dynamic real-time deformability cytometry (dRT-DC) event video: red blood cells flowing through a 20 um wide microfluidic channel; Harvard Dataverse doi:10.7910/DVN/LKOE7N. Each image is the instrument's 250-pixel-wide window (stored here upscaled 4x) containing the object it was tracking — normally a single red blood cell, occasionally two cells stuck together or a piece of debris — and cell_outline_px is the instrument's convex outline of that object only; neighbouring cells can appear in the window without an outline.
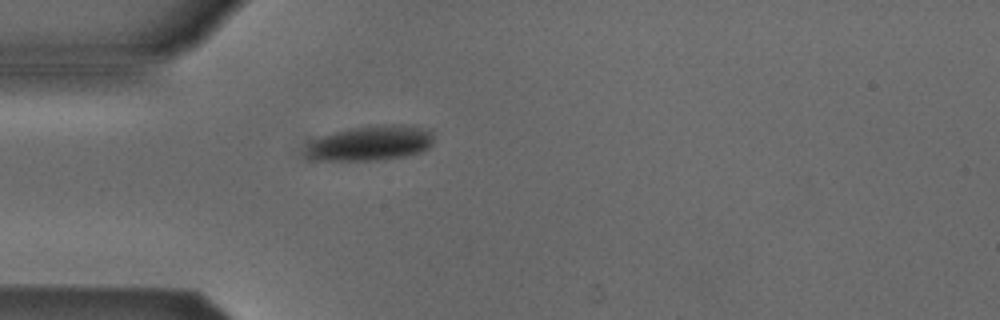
{"species": "Egyptian fruit bat (a non-hibernating species)", "species_latin": "Rousettus aegyptiacus", "temperature_condition": "cold", "stored_images_in_passage": 1, "camera_frame_rate_fps": 3000, "um_per_image_px": 0.085, "animal": {"sex": "male"}, "frame": {"image": 1, "passage_image": 1, "time_ms": 0.0, "image_size_px": [1000, 320], "cell_outline_px": [[436, 132], [432, 144], [428, 148], [420, 152], [404, 156], [376, 160], [312, 160], [304, 152], [312, 140], [320, 136], [348, 128], [376, 124], [404, 124], [432, 128]], "centroid_in_image_um": [31.57, 12.13], "position_along_channel_um": 53.4, "area_um2": 26.7}}